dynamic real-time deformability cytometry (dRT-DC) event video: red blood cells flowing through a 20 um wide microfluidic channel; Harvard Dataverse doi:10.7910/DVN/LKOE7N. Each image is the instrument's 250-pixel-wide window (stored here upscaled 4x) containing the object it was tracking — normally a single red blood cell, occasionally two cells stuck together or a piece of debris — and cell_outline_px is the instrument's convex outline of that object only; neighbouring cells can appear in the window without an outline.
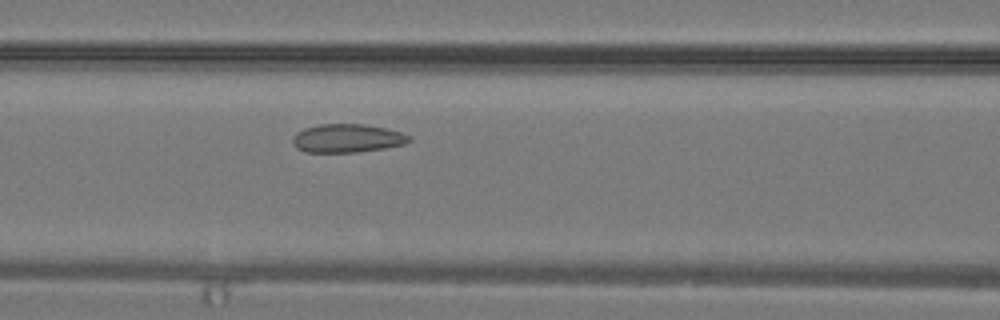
{"species": "common noctule bat (a hibernating species)", "species_latin": "Nyctalus noctula", "temperature_condition": "warm", "stored_images_in_passage": 28, "camera_frame_rate_fps": 3000, "um_per_image_px": 0.085, "animal": {"sex": "male", "body_mass_g": 19.2, "forearm_length_mm": 51.8}, "frame": {"image": 1, "passage_image": 9, "time_ms": 2.667, "image_size_px": [1000, 320], "cell_outline_px": [[412, 140], [404, 144], [384, 148], [356, 152], [304, 152], [296, 148], [292, 140], [292, 136], [296, 132], [304, 128], [320, 124], [364, 124], [384, 128], [400, 132], [412, 136]], "centroid_in_image_um": [29.49, 11.75], "position_along_channel_um": 137.1, "area_um2": 19.36}}
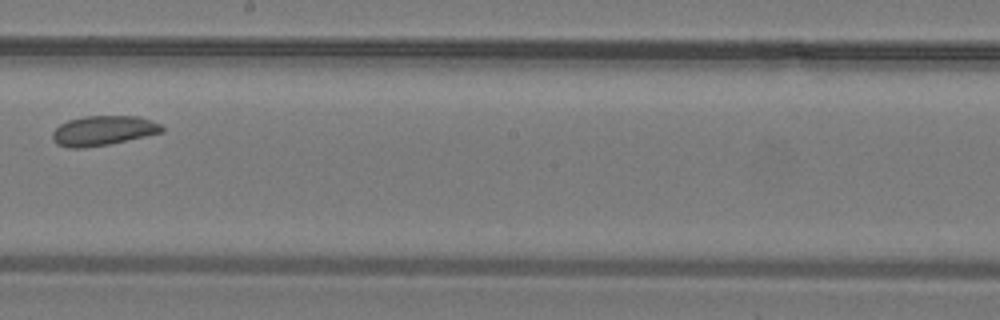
{"frame": {"image": 2, "passage_image": 14, "time_ms": 4.333, "image_size_px": [1000, 320], "cell_outline_px": [[164, 132], [108, 144], [84, 148], [68, 148], [56, 144], [52, 140], [52, 132], [60, 124], [68, 120], [84, 116], [140, 116], [152, 120], [160, 124], [164, 128]], "centroid_in_image_um": [8.76, 11.1], "position_along_channel_um": 239.4, "area_um2": 19.07}}
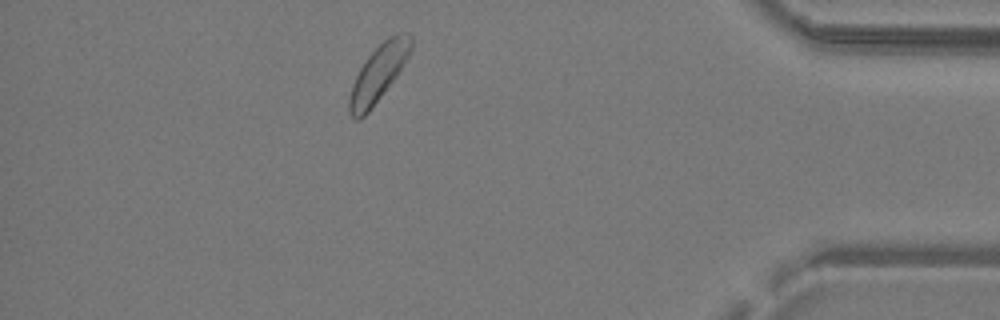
{"frame": {"image": 3, "passage_image": 24, "time_ms": 7.667, "image_size_px": [1000, 320], "cell_outline_px": [[412, 48], [408, 56], [396, 76], [368, 112], [360, 120], [356, 120], [348, 112], [348, 96], [352, 84], [360, 68], [368, 56], [388, 36], [396, 32], [408, 32], [412, 36]], "centroid_in_image_um": [32.15, 6.21], "position_along_channel_um": 403.0, "area_um2": 20.17}}